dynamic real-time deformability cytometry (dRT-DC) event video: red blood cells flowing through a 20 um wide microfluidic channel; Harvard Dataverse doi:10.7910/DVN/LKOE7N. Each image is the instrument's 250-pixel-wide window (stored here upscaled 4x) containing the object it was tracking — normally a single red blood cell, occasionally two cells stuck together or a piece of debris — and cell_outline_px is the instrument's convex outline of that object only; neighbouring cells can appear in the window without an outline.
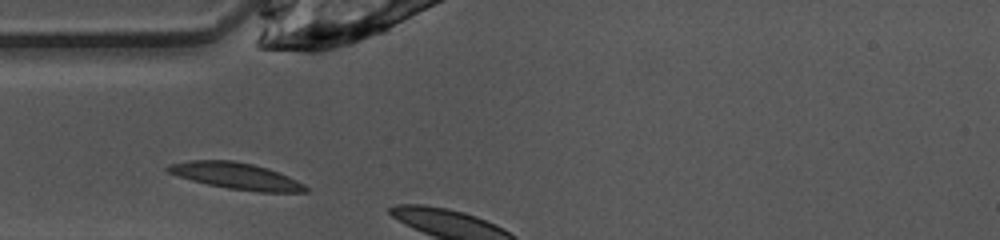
{"species": "common noctule bat (a hibernating species)", "species_latin": "Nyctalus noctula", "temperature_condition": "warm", "stored_images_in_passage": 2, "camera_frame_rate_fps": 3000, "um_per_image_px": 0.085, "animal": {"sex": "female", "body_mass_g": 10.0, "forearm_length_mm": 53.1}, "frame": {"image": 1, "passage_image": 1, "time_ms": 0.0, "image_size_px": [1000, 240], "cell_outline_px": [[308, 192], [260, 192], [228, 188], [208, 184], [192, 180], [168, 172], [164, 168], [168, 164], [188, 160], [232, 160], [252, 164], [268, 168], [288, 176], [304, 184], [308, 188]], "centroid_in_image_um": [20.07, 14.95], "position_along_channel_um": 64.9, "area_um2": 21.15}}